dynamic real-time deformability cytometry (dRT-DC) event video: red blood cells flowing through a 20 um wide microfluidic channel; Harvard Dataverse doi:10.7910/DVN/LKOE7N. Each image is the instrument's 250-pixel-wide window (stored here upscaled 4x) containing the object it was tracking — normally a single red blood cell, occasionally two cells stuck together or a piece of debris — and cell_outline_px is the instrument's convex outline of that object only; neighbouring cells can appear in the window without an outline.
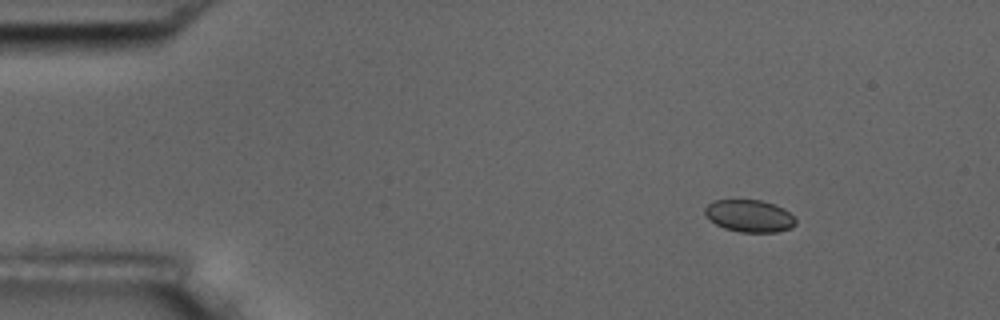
{"species": "common noctule bat (a hibernating species)", "species_latin": "Nyctalus noctula", "temperature_condition": "room temperature", "stored_images_in_passage": 5, "camera_frame_rate_fps": 3000, "um_per_image_px": 0.085, "animal": {"sex": "male", "body_mass_g": 17.5, "forearm_length_mm": 52.3}, "frame": {"image": 1, "passage_image": 3, "time_ms": 0.667, "image_size_px": [1000, 320], "cell_outline_px": [[796, 224], [788, 228], [776, 232], [740, 232], [724, 228], [716, 224], [704, 212], [704, 208], [712, 200], [760, 200], [784, 208], [796, 220]], "centroid_in_image_um": [63.68, 18.35], "position_along_channel_um": 21.3, "area_um2": 16.82}}
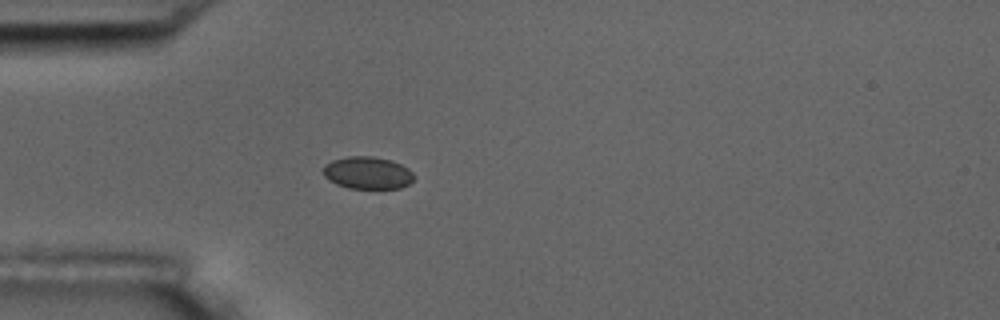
{"frame": {"image": 2, "passage_image": 5, "time_ms": 1.333, "image_size_px": [1000, 320], "cell_outline_px": [[416, 176], [408, 184], [400, 188], [348, 188], [336, 184], [328, 180], [324, 176], [324, 164], [332, 160], [348, 156], [372, 156], [392, 160], [408, 168]], "centroid_in_image_um": [31.24, 14.68], "position_along_channel_um": 53.8, "area_um2": 17.17}}